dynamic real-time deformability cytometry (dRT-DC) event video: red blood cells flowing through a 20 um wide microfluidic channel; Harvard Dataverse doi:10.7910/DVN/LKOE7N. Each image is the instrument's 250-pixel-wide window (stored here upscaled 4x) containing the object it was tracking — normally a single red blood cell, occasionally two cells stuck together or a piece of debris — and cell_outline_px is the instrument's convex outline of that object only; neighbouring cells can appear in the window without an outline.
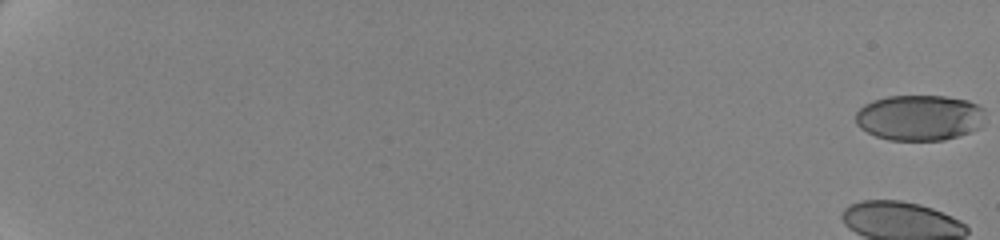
{"species": "human", "species_latin": "Homo sapiens", "temperature_condition": "cold", "stored_images_in_passage": 21, "camera_frame_rate_fps": 3000, "um_per_image_px": 0.085, "donor": {"sex": "female"}, "frame": {"image": 1, "passage_image": 1, "time_ms": 0.0, "image_size_px": [1000, 240], "cell_outline_px": [[984, 116], [980, 128], [944, 140], [888, 140], [876, 136], [860, 128], [856, 124], [856, 112], [864, 104], [872, 100], [888, 96], [944, 96], [968, 100], [984, 108]], "centroid_in_image_um": [78.14, 9.99], "position_along_channel_um": 6.9, "area_um2": 34.56}}